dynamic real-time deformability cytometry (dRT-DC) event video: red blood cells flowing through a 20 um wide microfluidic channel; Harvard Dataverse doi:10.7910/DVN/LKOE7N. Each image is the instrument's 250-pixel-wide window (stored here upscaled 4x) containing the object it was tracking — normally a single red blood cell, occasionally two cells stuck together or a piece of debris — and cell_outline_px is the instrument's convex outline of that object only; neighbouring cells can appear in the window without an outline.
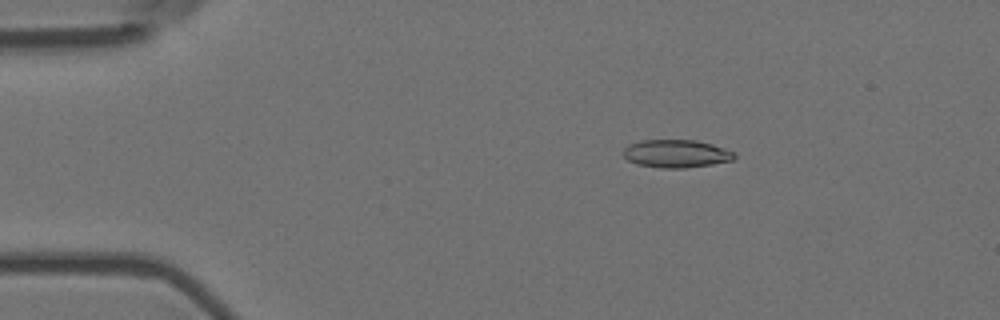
{"species": "Egyptian fruit bat (a non-hibernating species)", "species_latin": "Rousettus aegyptiacus", "temperature_condition": "room temperature", "stored_images_in_passage": 4, "camera_frame_rate_fps": 3000, "um_per_image_px": 0.085, "animal": {"sex": "female"}, "frame": {"image": 1, "passage_image": 2, "time_ms": 0.333, "image_size_px": [1000, 320], "cell_outline_px": [[736, 156], [732, 160], [712, 164], [684, 168], [660, 168], [636, 164], [628, 160], [624, 156], [624, 148], [628, 144], [640, 140], [696, 140], [712, 144], [736, 152]], "centroid_in_image_um": [57.47, 13.05], "position_along_channel_um": 27.5, "area_um2": 18.15}}